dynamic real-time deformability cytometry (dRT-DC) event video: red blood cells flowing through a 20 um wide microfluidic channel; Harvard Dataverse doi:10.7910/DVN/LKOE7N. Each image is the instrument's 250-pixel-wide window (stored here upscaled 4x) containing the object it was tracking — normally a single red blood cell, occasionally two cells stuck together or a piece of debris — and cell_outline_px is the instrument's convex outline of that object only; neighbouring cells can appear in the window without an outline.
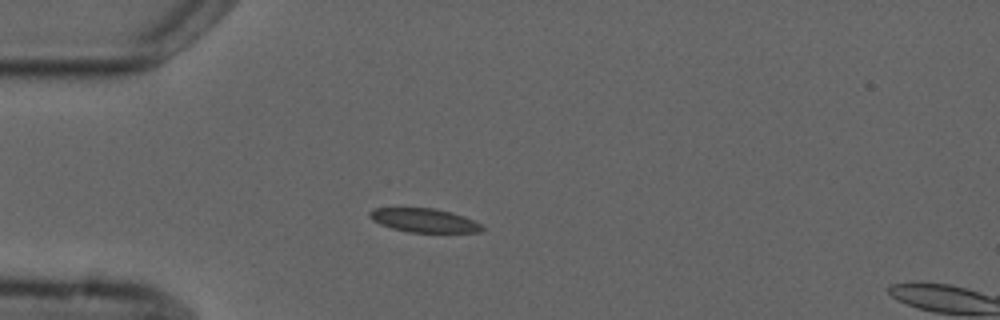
{"species": "common noctule bat (a hibernating species)", "species_latin": "Nyctalus noctula", "temperature_condition": "cold", "stored_images_in_passage": 4, "camera_frame_rate_fps": 3000, "um_per_image_px": 0.085, "animal": {"sex": "male", "forearm_length_mm": 52.5}, "frame": {"image": 1, "passage_image": 4, "time_ms": 3.333, "image_size_px": [1000, 320], "cell_outline_px": [[484, 228], [480, 232], [408, 232], [392, 228], [380, 224], [372, 220], [368, 216], [368, 212], [372, 208], [436, 208], [452, 212], [464, 216], [484, 224]], "centroid_in_image_um": [36.06, 18.72], "position_along_channel_um": 48.9, "area_um2": 15.78}}